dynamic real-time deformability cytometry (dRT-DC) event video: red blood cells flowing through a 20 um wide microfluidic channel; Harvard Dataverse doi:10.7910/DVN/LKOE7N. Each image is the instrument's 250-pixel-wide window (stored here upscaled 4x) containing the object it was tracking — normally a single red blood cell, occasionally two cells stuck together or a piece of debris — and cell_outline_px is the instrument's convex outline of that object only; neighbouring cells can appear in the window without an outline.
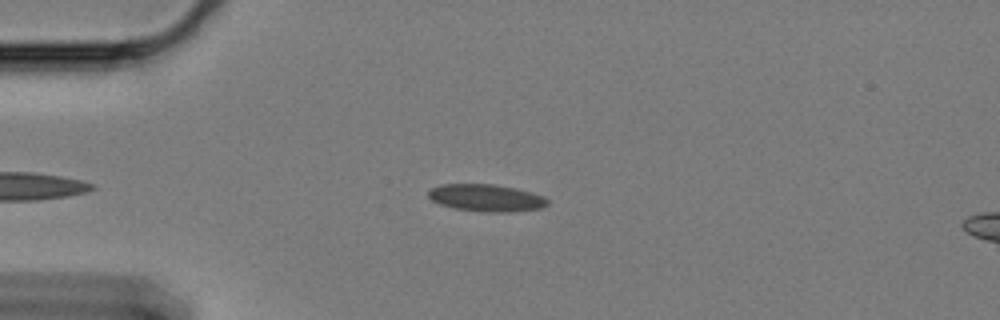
{"species": "Egyptian fruit bat (a non-hibernating species)", "species_latin": "Rousettus aegyptiacus", "temperature_condition": "cold", "stored_images_in_passage": 45, "camera_frame_rate_fps": 3000, "um_per_image_px": 0.085, "animal": {"sex": "female"}, "frame": {"image": 1, "passage_image": 4, "time_ms": 1.0, "image_size_px": [1000, 320], "cell_outline_px": [[548, 204], [544, 208], [508, 212], [492, 212], [456, 208], [440, 204], [432, 200], [428, 196], [428, 188], [440, 184], [492, 184], [516, 188], [532, 192], [544, 196], [548, 200]], "centroid_in_image_um": [41.34, 16.8], "position_along_channel_um": 43.7, "area_um2": 18.9}}
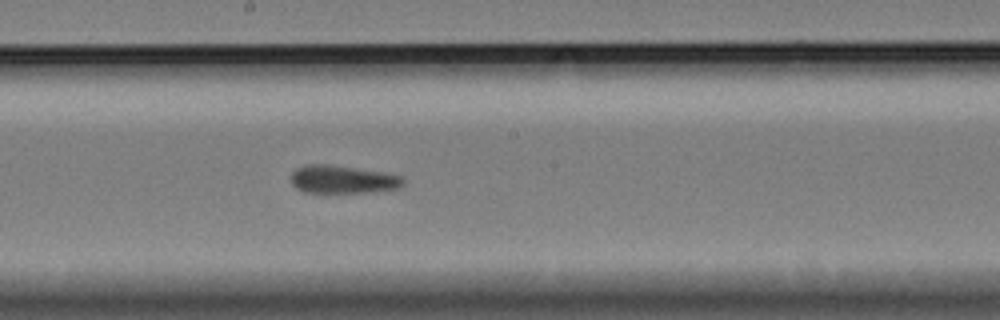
{"frame": {"image": 2, "passage_image": 22, "time_ms": 7.0, "image_size_px": [1000, 320], "cell_outline_px": [[404, 184], [400, 188], [364, 192], [304, 192], [296, 188], [292, 184], [292, 172], [296, 168], [308, 164], [328, 164], [384, 172], [400, 176], [404, 180]], "centroid_in_image_um": [29.12, 15.24], "position_along_channel_um": 219.1, "area_um2": 18.15}}
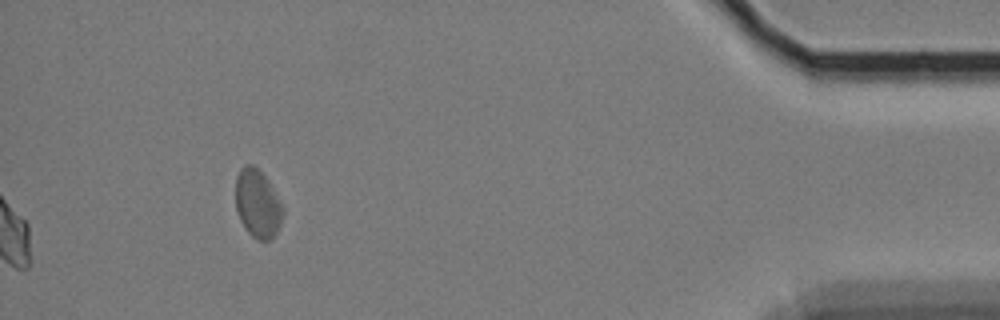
{"frame": {"image": 3, "passage_image": 45, "time_ms": 14.667, "image_size_px": [1000, 320], "cell_outline_px": [[284, 212], [280, 224], [276, 232], [268, 240], [256, 240], [248, 232], [240, 220], [236, 208], [236, 176], [240, 168], [244, 164], [252, 164], [268, 180], [284, 208]], "centroid_in_image_um": [21.88, 17.3], "position_along_channel_um": 413.3, "area_um2": 18.67}, "authors_computed_cell_mechanics": {"area_um2": 18.9006, "velocity_mm_per_s": 3.2807, "shape_relaxation_time_tau1_ms": null, "shape_relaxation_time_tau2_ms": 2.3116, "deformation_change_tau1": null, "deformation_change_tau2": 0.1026}}